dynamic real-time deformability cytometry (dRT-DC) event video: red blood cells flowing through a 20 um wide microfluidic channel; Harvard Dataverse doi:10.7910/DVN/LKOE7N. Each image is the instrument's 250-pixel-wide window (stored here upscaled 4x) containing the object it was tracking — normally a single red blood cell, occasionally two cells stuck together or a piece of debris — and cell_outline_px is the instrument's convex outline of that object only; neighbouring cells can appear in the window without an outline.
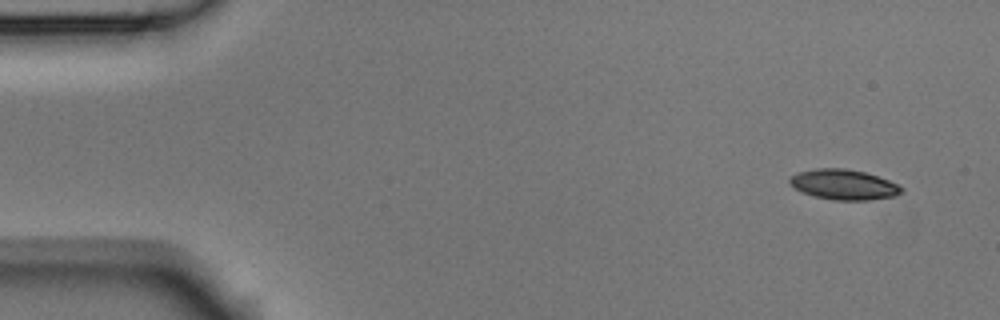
{"species": "Egyptian fruit bat (a non-hibernating species)", "species_latin": "Rousettus aegyptiacus", "temperature_condition": "room temperature", "stored_images_in_passage": 5, "camera_frame_rate_fps": 3000, "um_per_image_px": 0.085, "animal": {"sex": "male"}, "frame": {"image": 1, "passage_image": 1, "time_ms": 0.0, "image_size_px": [1000, 320], "cell_outline_px": [[904, 192], [896, 196], [868, 200], [836, 200], [816, 196], [804, 192], [796, 188], [788, 180], [796, 172], [816, 168], [844, 168], [864, 172], [900, 184], [904, 188]], "centroid_in_image_um": [71.78, 15.68], "position_along_channel_um": 13.2, "area_um2": 19.59}}
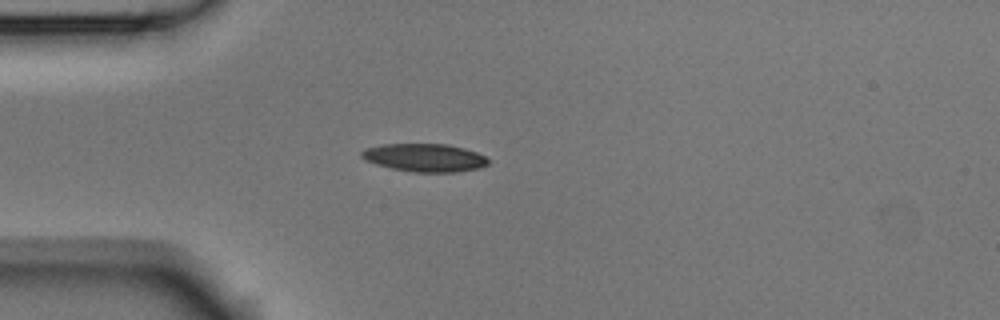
{"frame": {"image": 2, "passage_image": 4, "time_ms": 1.0, "image_size_px": [1000, 320], "cell_outline_px": [[488, 164], [480, 168], [456, 172], [412, 172], [392, 168], [376, 164], [364, 160], [360, 156], [360, 152], [364, 148], [380, 144], [448, 144], [464, 148], [476, 152], [484, 156], [488, 160]], "centroid_in_image_um": [36.06, 13.4], "position_along_channel_um": 48.9, "area_um2": 20.81}}